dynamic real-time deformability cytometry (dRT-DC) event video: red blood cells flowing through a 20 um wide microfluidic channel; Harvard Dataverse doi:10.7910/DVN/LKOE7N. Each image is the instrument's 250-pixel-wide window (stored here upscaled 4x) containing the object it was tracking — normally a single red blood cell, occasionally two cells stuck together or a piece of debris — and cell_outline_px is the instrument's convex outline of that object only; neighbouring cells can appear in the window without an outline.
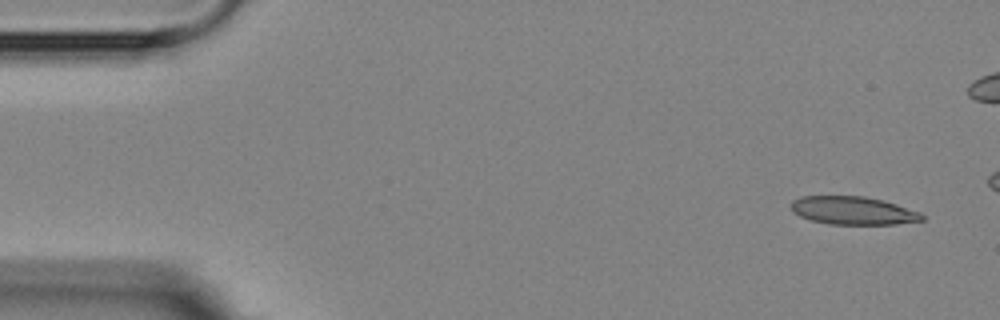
{"species": "Egyptian fruit bat (a non-hibernating species)", "species_latin": "Rousettus aegyptiacus", "temperature_condition": "room temperature", "stored_images_in_passage": 5, "camera_frame_rate_fps": 3000, "um_per_image_px": 0.085, "animal": {"sex": "female"}, "frame": {"image": 1, "passage_image": 1, "time_ms": 0.0, "image_size_px": [1000, 320], "cell_outline_px": [[924, 220], [896, 224], [828, 224], [812, 220], [800, 216], [792, 212], [788, 204], [792, 200], [800, 196], [864, 196], [884, 200], [920, 212], [924, 216]], "centroid_in_image_um": [72.47, 17.89], "position_along_channel_um": 12.5, "area_um2": 21.62}}